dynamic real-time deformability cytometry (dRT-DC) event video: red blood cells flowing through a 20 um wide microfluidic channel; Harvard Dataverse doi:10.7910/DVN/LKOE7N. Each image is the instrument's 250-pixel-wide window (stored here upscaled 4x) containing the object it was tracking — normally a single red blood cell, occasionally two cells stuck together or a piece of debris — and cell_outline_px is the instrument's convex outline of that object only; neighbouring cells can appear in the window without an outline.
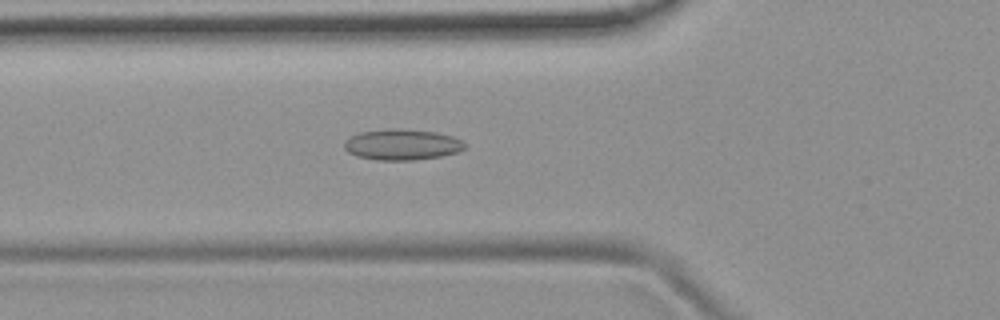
{"species": "common noctule bat (a hibernating species)", "species_latin": "Nyctalus noctula", "temperature_condition": "room temperature", "stored_images_in_passage": 53, "camera_frame_rate_fps": 3000, "um_per_image_px": 0.085, "animal": {"sex": "female", "body_mass_g": 19.9}, "frame": {"image": 1, "passage_image": 19, "time_ms": 6.0, "image_size_px": [1000, 320], "cell_outline_px": [[464, 148], [456, 152], [440, 156], [412, 160], [376, 160], [356, 156], [348, 152], [344, 148], [344, 140], [348, 136], [360, 132], [392, 128], [436, 132], [452, 136], [460, 140], [464, 144]], "centroid_in_image_um": [34.1, 12.29], "position_along_channel_um": 91.7, "area_um2": 21.56}}
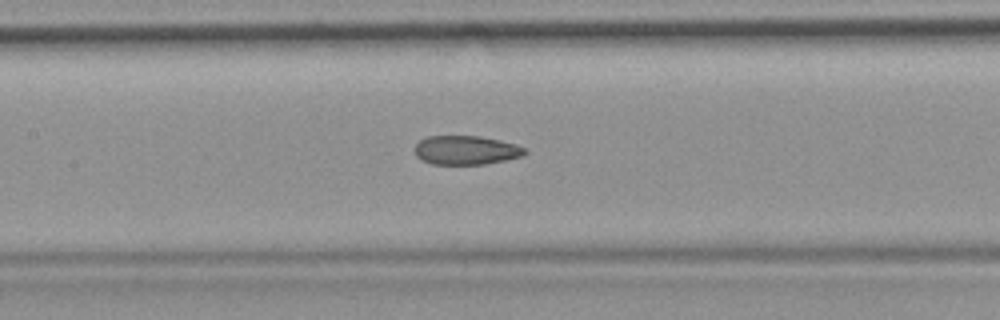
{"frame": {"image": 2, "passage_image": 25, "time_ms": 8.0, "image_size_px": [1000, 320], "cell_outline_px": [[528, 152], [524, 156], [484, 164], [432, 164], [420, 160], [416, 156], [416, 144], [420, 140], [428, 136], [480, 136], [500, 140], [516, 144], [524, 148]], "centroid_in_image_um": [39.62, 12.76], "position_along_channel_um": 167.8, "area_um2": 18.61}}
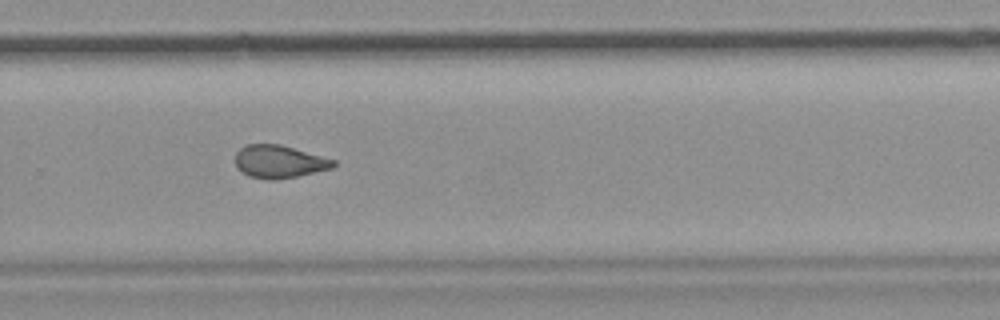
{"frame": {"image": 3, "passage_image": 36, "time_ms": 11.667, "image_size_px": [1000, 320], "cell_outline_px": [[336, 164], [332, 168], [296, 176], [276, 180], [264, 180], [248, 176], [240, 172], [236, 168], [236, 152], [240, 148], [248, 144], [280, 144], [336, 160]], "centroid_in_image_um": [23.69, 13.75], "position_along_channel_um": 306.1, "area_um2": 18.84}, "authors_computed_cell_mechanics": {"area_um2": 20.0566, "velocity_mm_per_s": 3.7909, "shape_relaxation_time_tau1_ms": null, "shape_relaxation_time_tau2_ms": 2.0602, "deformation_change_tau1": null, "deformation_change_tau2": 0.0834}}